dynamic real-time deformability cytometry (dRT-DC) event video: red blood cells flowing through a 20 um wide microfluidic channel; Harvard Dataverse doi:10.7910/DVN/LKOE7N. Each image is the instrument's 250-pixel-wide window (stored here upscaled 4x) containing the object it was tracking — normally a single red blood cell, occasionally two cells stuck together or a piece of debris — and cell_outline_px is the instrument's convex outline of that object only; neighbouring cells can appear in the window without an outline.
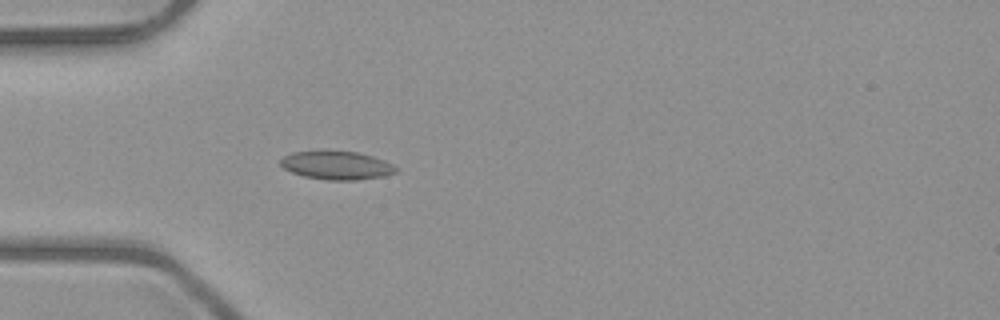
{"species": "common noctule bat (a hibernating species)", "species_latin": "Nyctalus noctula", "temperature_condition": "room temperature", "stored_images_in_passage": 37, "camera_frame_rate_fps": 3000, "um_per_image_px": 0.085, "animal": {"sex": "male", "body_mass_g": 23.1, "forearm_length_mm": 52.7}, "frame": {"image": 1, "passage_image": 1, "time_ms": 0.0, "image_size_px": [1000, 320], "cell_outline_px": [[396, 172], [384, 176], [356, 180], [328, 180], [304, 176], [292, 172], [284, 168], [280, 164], [280, 160], [284, 156], [292, 152], [356, 152], [372, 156], [384, 160], [392, 164], [396, 168]], "centroid_in_image_um": [28.62, 14.07], "position_along_channel_um": 56.4, "area_um2": 18.67}}
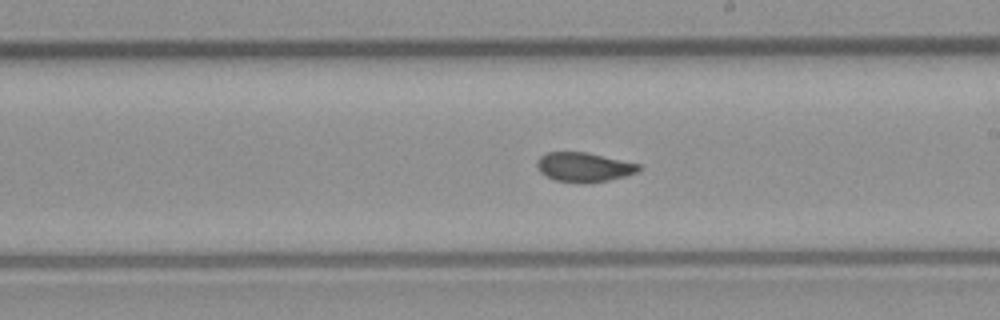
{"frame": {"image": 2, "passage_image": 15, "time_ms": 4.667, "image_size_px": [1000, 320], "cell_outline_px": [[640, 168], [636, 172], [624, 176], [608, 180], [584, 184], [580, 184], [556, 180], [540, 172], [536, 164], [536, 160], [544, 152], [588, 152], [640, 164]], "centroid_in_image_um": [49.6, 14.2], "position_along_channel_um": 239.4, "area_um2": 17.51}}
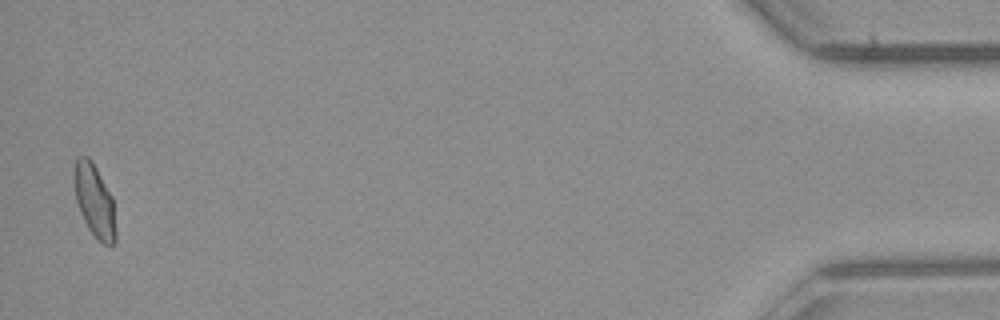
{"frame": {"image": 3, "passage_image": 36, "time_ms": 11.667, "image_size_px": [1000, 320], "cell_outline_px": [[116, 244], [104, 244], [88, 228], [80, 212], [76, 200], [72, 180], [72, 176], [76, 156], [88, 156], [92, 160], [112, 196], [116, 232]], "centroid_in_image_um": [8.0, 17.01], "position_along_channel_um": 427.2, "area_um2": 17.8}}